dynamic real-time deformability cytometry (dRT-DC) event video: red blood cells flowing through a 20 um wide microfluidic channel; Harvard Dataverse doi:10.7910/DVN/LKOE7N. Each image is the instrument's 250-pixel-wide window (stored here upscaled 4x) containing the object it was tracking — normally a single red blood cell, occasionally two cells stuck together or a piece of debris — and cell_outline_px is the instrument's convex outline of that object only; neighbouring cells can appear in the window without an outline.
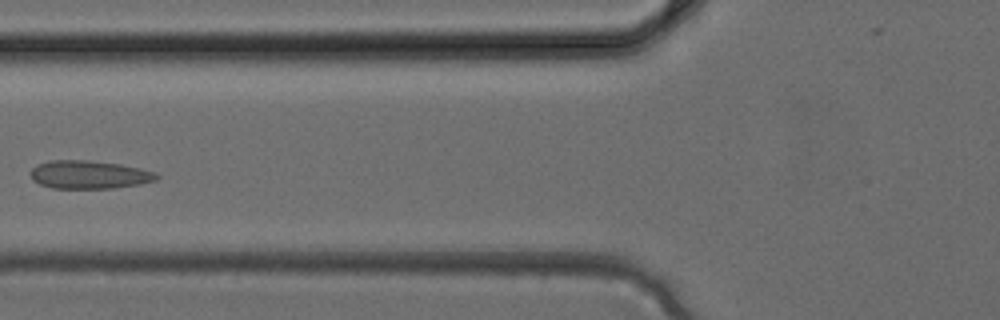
{"species": "common noctule bat (a hibernating species)", "species_latin": "Nyctalus noctula", "temperature_condition": "cold", "stored_images_in_passage": 4, "camera_frame_rate_fps": 3000, "um_per_image_px": 0.085, "animal": {"sex": "female", "body_mass_g": 24.6, "forearm_length_mm": 56.2}, "frame": {"image": 1, "passage_image": 4, "time_ms": 1.0, "image_size_px": [1000, 320], "cell_outline_px": [[160, 176], [156, 180], [140, 184], [112, 188], [52, 188], [40, 184], [32, 180], [32, 168], [36, 164], [48, 160], [88, 160], [120, 164], [140, 168], [156, 172]], "centroid_in_image_um": [7.58, 14.84], "position_along_channel_um": 118.2, "area_um2": 20.75}}